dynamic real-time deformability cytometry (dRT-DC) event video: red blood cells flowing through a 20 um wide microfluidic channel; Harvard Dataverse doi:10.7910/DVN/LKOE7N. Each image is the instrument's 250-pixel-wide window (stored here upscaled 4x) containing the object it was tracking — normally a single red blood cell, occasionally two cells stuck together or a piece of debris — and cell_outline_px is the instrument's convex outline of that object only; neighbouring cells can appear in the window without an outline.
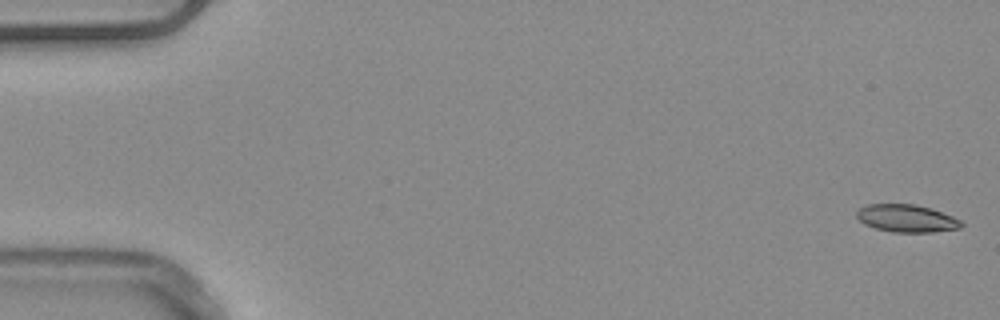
{"species": "common noctule bat (a hibernating species)", "species_latin": "Nyctalus noctula", "temperature_condition": "warm", "stored_images_in_passage": 53, "camera_frame_rate_fps": 3000, "um_per_image_px": 0.085, "animal": {"sex": "male", "body_mass_g": 20.4}, "frame": {"image": 1, "passage_image": 1, "time_ms": 0.0, "image_size_px": [1000, 320], "cell_outline_px": [[964, 224], [960, 228], [932, 232], [892, 232], [876, 228], [864, 224], [856, 216], [856, 212], [860, 208], [868, 204], [916, 204], [932, 208], [952, 216], [960, 220]], "centroid_in_image_um": [77.07, 18.55], "position_along_channel_um": 7.9, "area_um2": 16.82}}
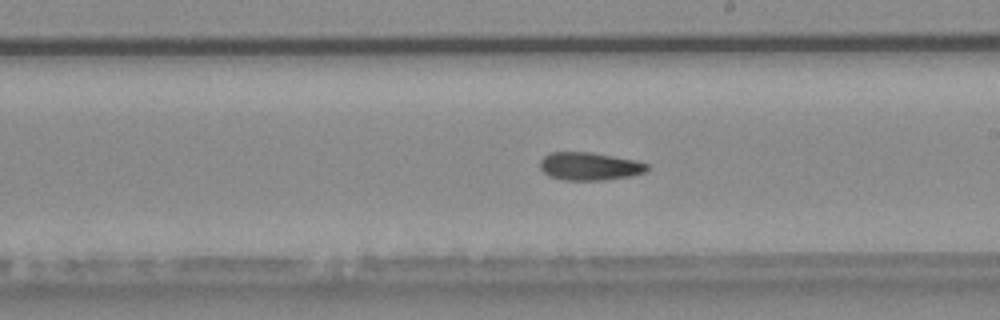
{"frame": {"image": 2, "passage_image": 30, "time_ms": 9.667, "image_size_px": [1000, 320], "cell_outline_px": [[648, 172], [628, 176], [604, 180], [564, 180], [548, 176], [540, 168], [540, 160], [544, 156], [552, 152], [592, 152], [636, 160], [648, 164]], "centroid_in_image_um": [50.11, 14.13], "position_along_channel_um": 238.9, "area_um2": 17.51}}